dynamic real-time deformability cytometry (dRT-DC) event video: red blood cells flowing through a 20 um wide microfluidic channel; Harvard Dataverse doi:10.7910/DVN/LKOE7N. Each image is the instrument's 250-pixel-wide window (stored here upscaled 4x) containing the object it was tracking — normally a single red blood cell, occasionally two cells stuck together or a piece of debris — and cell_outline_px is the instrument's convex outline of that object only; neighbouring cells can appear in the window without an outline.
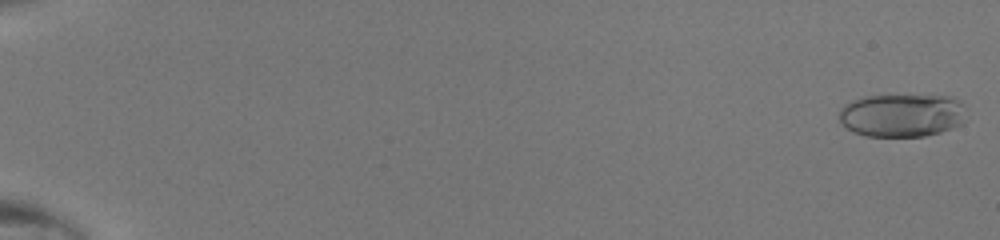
{"species": "human", "species_latin": "Homo sapiens", "temperature_condition": "room temperature", "stored_images_in_passage": 50, "camera_frame_rate_fps": 3000, "um_per_image_px": 0.085, "donor": {"sex": "male"}, "frame": {"image": 1, "passage_image": 2, "time_ms": 0.333, "image_size_px": [1000, 240], "cell_outline_px": [[964, 104], [960, 124], [952, 128], [940, 132], [924, 136], [864, 136], [848, 128], [840, 120], [840, 108], [844, 104], [852, 100], [864, 96], [952, 96]], "centroid_in_image_um": [76.63, 9.79], "position_along_channel_um": 8.4, "area_um2": 31.56}}
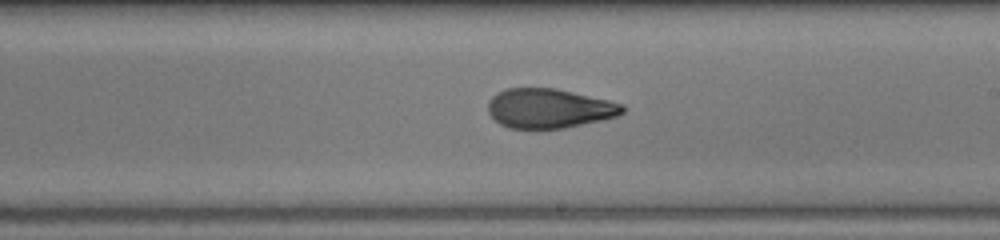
{"frame": {"image": 2, "passage_image": 32, "time_ms": 10.333, "image_size_px": [1000, 240], "cell_outline_px": [[624, 112], [616, 116], [600, 120], [564, 128], [508, 128], [500, 124], [488, 112], [488, 100], [492, 96], [508, 88], [556, 88], [608, 100], [624, 104]], "centroid_in_image_um": [46.67, 9.2], "position_along_channel_um": 242.3, "area_um2": 30.69}}
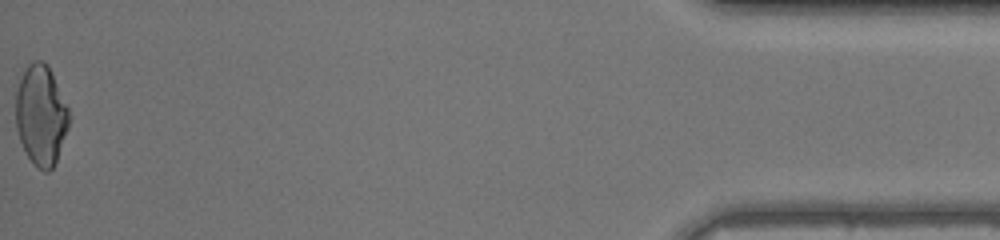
{"frame": {"image": 3, "passage_image": 50, "time_ms": 16.333, "image_size_px": [1000, 240], "cell_outline_px": [[68, 128], [56, 160], [52, 168], [48, 172], [44, 172], [28, 156], [20, 140], [16, 128], [16, 92], [20, 80], [28, 64], [36, 60], [44, 60], [48, 64], [68, 108]], "centroid_in_image_um": [3.48, 9.76], "position_along_channel_um": 431.7, "area_um2": 30.58}}